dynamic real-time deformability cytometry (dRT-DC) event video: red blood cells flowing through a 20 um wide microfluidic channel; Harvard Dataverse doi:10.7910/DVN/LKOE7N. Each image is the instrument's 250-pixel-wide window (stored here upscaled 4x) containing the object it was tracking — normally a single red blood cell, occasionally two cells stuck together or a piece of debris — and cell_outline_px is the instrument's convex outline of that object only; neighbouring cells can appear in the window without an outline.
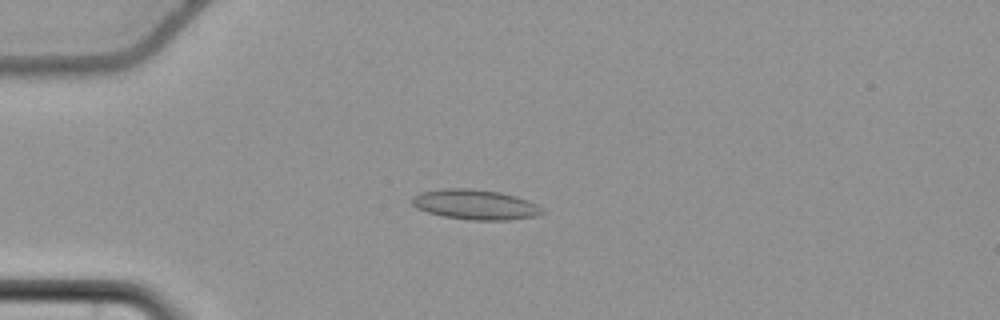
{"species": "common noctule bat (a hibernating species)", "species_latin": "Nyctalus noctula", "temperature_condition": "cold", "stored_images_in_passage": 58, "camera_frame_rate_fps": 3000, "um_per_image_px": 0.085, "animal": {"sex": "female", "body_mass_g": 22.7, "forearm_length_mm": 54.2}, "frame": {"image": 1, "passage_image": 17, "time_ms": 5.333, "image_size_px": [1000, 320], "cell_outline_px": [[544, 212], [536, 216], [508, 220], [468, 220], [444, 216], [428, 212], [416, 208], [412, 204], [412, 196], [420, 192], [444, 188], [472, 188], [500, 192], [516, 196], [528, 200], [544, 208]], "centroid_in_image_um": [40.4, 17.38], "position_along_channel_um": 44.6, "area_um2": 22.95}}
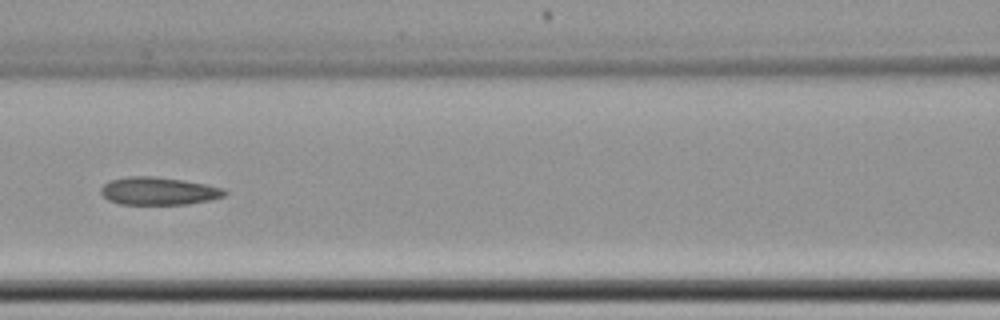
{"frame": {"image": 2, "passage_image": 28, "time_ms": 9.0, "image_size_px": [1000, 320], "cell_outline_px": [[228, 192], [224, 196], [208, 200], [188, 204], [120, 204], [108, 200], [100, 192], [100, 188], [108, 180], [128, 176], [152, 176], [184, 180], [224, 188]], "centroid_in_image_um": [13.45, 16.23], "position_along_channel_um": 153.2, "area_um2": 20.06}}
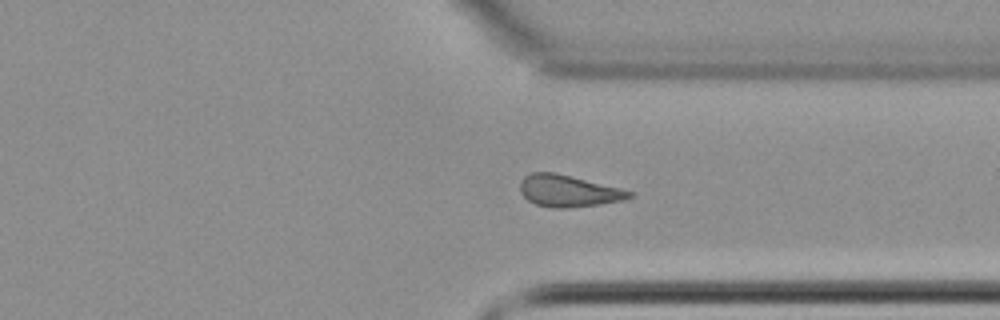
{"frame": {"image": 3, "passage_image": 45, "time_ms": 14.667, "image_size_px": [1000, 320], "cell_outline_px": [[636, 192], [632, 196], [624, 200], [600, 204], [568, 208], [552, 208], [536, 204], [528, 200], [520, 192], [520, 180], [524, 176], [532, 172], [556, 172]], "centroid_in_image_um": [48.31, 16.22], "position_along_channel_um": 363.1, "area_um2": 20.35}, "authors_computed_cell_mechanics": {"area_um2": 20.7213, "velocity_mm_per_s": 3.695, "shape_relaxation_time_tau1_ms": null, "shape_relaxation_time_tau2_ms": 6.5034, "deformation_change_tau1": null, "deformation_change_tau2": 0.1233}}